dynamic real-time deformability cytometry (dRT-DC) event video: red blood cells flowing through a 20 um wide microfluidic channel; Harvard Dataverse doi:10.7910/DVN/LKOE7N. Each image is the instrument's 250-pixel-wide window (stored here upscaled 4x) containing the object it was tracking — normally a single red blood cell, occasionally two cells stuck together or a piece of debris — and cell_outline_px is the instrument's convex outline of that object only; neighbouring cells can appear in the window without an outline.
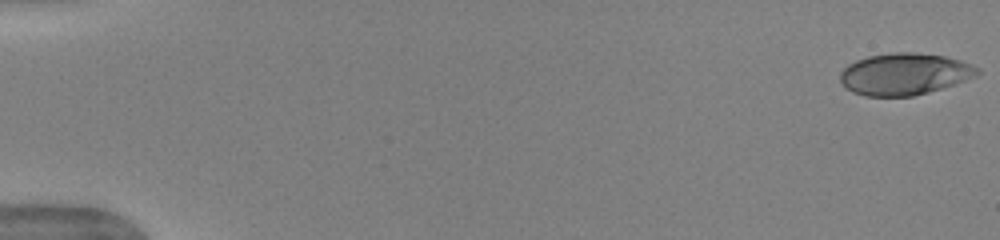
{"species": "human", "species_latin": "Homo sapiens", "temperature_condition": "warm", "stored_images_in_passage": 6, "camera_frame_rate_fps": 3000, "um_per_image_px": 0.085, "donor": {"sex": "female"}, "frame": {"image": 1, "passage_image": 1, "time_ms": 0.0, "image_size_px": [1000, 240], "cell_outline_px": [[980, 72], [976, 76], [928, 92], [912, 96], [864, 96], [852, 92], [840, 80], [840, 72], [848, 64], [856, 60], [868, 56], [892, 52], [916, 52], [944, 56], [960, 60], [980, 68]], "centroid_in_image_um": [76.86, 6.28], "position_along_channel_um": 8.1, "area_um2": 33.23}}
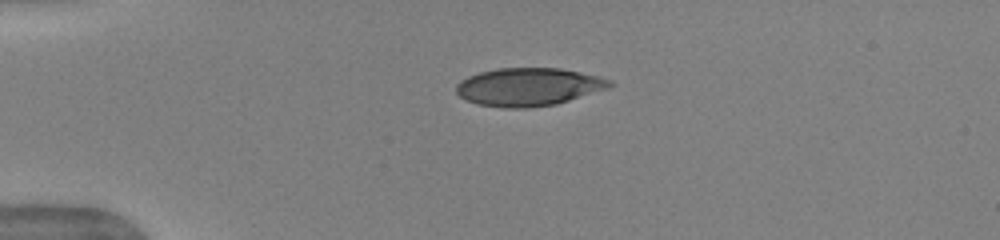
{"frame": {"image": 2, "passage_image": 5, "time_ms": 1.333, "image_size_px": [1000, 240], "cell_outline_px": [[616, 84], [608, 88], [556, 104], [528, 108], [504, 108], [476, 104], [460, 96], [456, 92], [456, 84], [460, 80], [468, 76], [480, 72], [496, 68], [560, 68], [596, 76], [612, 80]], "centroid_in_image_um": [44.91, 7.39], "position_along_channel_um": 40.1, "area_um2": 33.99}}